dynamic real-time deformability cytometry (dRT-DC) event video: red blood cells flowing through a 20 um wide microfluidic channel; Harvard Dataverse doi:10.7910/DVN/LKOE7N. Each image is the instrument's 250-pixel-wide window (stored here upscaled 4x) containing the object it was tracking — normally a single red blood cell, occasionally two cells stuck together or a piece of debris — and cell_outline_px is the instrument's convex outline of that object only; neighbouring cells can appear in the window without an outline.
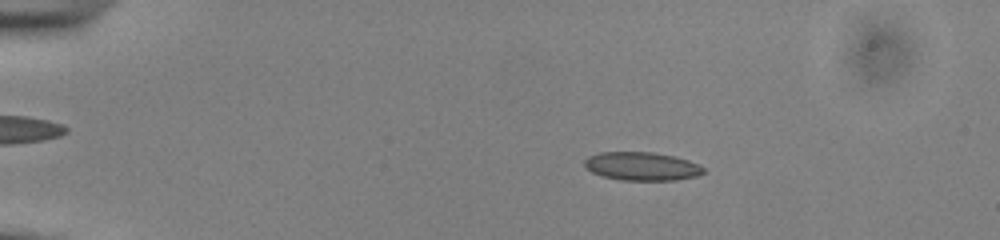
{"species": "common noctule bat (a hibernating species)", "species_latin": "Nyctalus noctula", "temperature_condition": "cold", "stored_images_in_passage": 53, "camera_frame_rate_fps": 3000, "um_per_image_px": 0.085, "animal": {"sex": "male", "body_mass_g": 13.0, "forearm_length_mm": 53.1}, "frame": {"image": 1, "passage_image": 10, "time_ms": 3.0, "image_size_px": [1000, 240], "cell_outline_px": [[704, 172], [696, 176], [676, 180], [620, 180], [604, 176], [592, 172], [584, 168], [584, 160], [588, 156], [600, 152], [652, 152], [676, 156], [700, 164], [704, 168]], "centroid_in_image_um": [54.55, 14.13], "position_along_channel_um": 30.5, "area_um2": 19.83}}
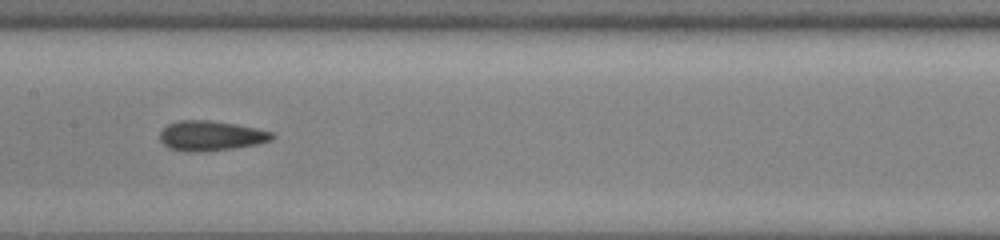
{"frame": {"image": 2, "passage_image": 28, "time_ms": 9.0, "image_size_px": [1000, 240], "cell_outline_px": [[276, 136], [272, 140], [256, 144], [232, 148], [204, 152], [184, 152], [168, 148], [160, 140], [160, 132], [168, 124], [180, 120], [212, 120], [236, 124], [256, 128], [272, 132]], "centroid_in_image_um": [17.91, 11.54], "position_along_channel_um": 189.5, "area_um2": 19.71}}
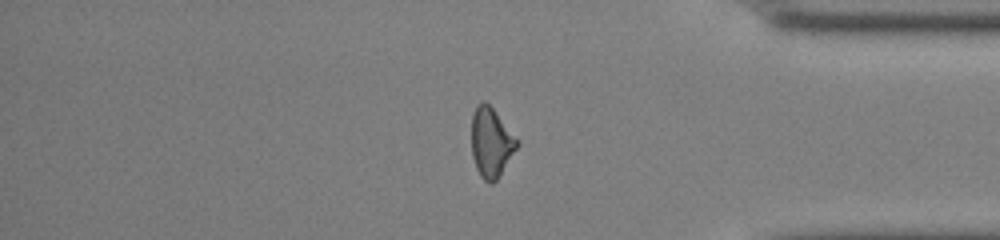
{"frame": {"image": 3, "passage_image": 45, "time_ms": 14.667, "image_size_px": [1000, 240], "cell_outline_px": [[520, 144], [496, 180], [492, 184], [488, 184], [480, 176], [476, 168], [472, 156], [472, 112], [476, 104], [484, 100], [492, 108], [520, 140]], "centroid_in_image_um": [41.75, 12.1], "position_along_channel_um": 393.4, "area_um2": 18.61}, "authors_computed_cell_mechanics": {"area_um2": 19.1896, "velocity_mm_per_s": 3.9002, "shape_relaxation_time_tau1_ms": 3.5696, "shape_relaxation_time_tau2_ms": 1.6334, "deformation_change_tau1": 0.1205, "deformation_change_tau2": 0.0909}}